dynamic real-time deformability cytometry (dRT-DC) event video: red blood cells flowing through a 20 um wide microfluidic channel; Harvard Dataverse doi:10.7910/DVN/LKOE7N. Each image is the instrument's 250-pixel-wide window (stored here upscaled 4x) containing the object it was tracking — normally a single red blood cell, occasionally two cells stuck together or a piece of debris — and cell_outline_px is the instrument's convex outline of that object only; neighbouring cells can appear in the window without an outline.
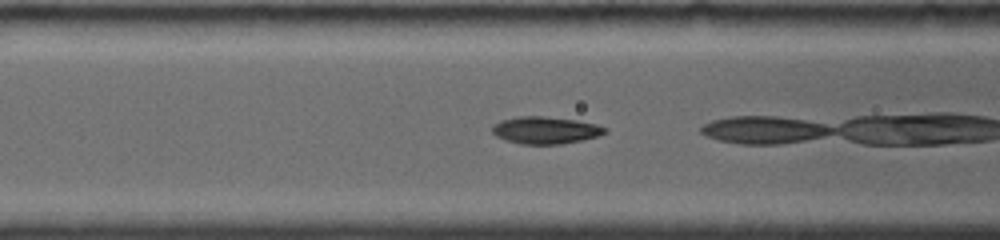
{"species": "common noctule bat (a hibernating species)", "species_latin": "Nyctalus noctula", "temperature_condition": "room temperature", "stored_images_in_passage": 20, "camera_frame_rate_fps": 4000, "um_per_image_px": 0.085, "animal": {"sex": "female", "body_mass_g": 19.0, "forearm_length_mm": 56.7}, "frame": {"image": 1, "passage_image": 4, "time_ms": 1.25, "image_size_px": [1000, 240], "cell_outline_px": [[608, 132], [600, 136], [560, 144], [520, 144], [496, 136], [492, 132], [492, 124], [500, 120], [516, 116], [544, 116], [576, 120], [596, 124], [608, 128]], "centroid_in_image_um": [46.37, 11.05], "position_along_channel_um": 120.2, "area_um2": 17.98}}